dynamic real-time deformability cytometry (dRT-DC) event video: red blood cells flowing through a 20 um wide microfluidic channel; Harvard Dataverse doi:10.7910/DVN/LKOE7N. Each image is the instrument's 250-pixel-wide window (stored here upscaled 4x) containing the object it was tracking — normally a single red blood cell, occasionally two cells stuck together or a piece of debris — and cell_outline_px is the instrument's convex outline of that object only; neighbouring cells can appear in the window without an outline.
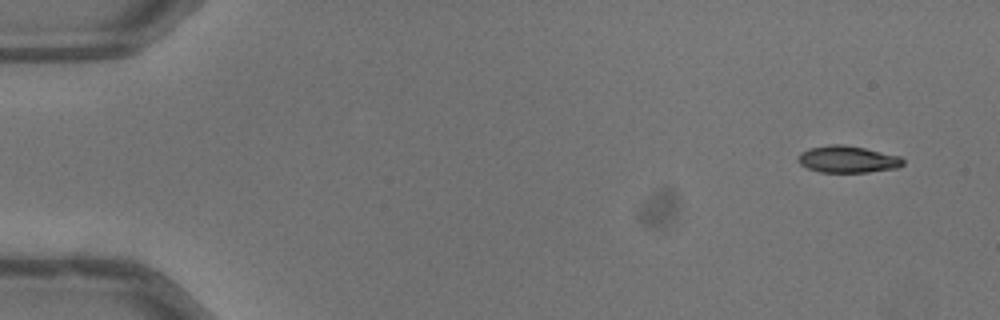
{"species": "common noctule bat (a hibernating species)", "species_latin": "Nyctalus noctula", "temperature_condition": "warm", "stored_images_in_passage": 49, "camera_frame_rate_fps": 3000, "um_per_image_px": 0.085, "animal": {"sex": "male", "body_mass_g": 13.3}, "frame": {"image": 1, "passage_image": 1, "time_ms": 0.0, "image_size_px": [1000, 320], "cell_outline_px": [[904, 164], [896, 168], [868, 172], [820, 172], [808, 168], [800, 164], [796, 160], [796, 156], [800, 152], [808, 148], [832, 144], [844, 144], [864, 148], [900, 156], [904, 160]], "centroid_in_image_um": [72.01, 13.53], "position_along_channel_um": 13.0, "area_um2": 16.53}}
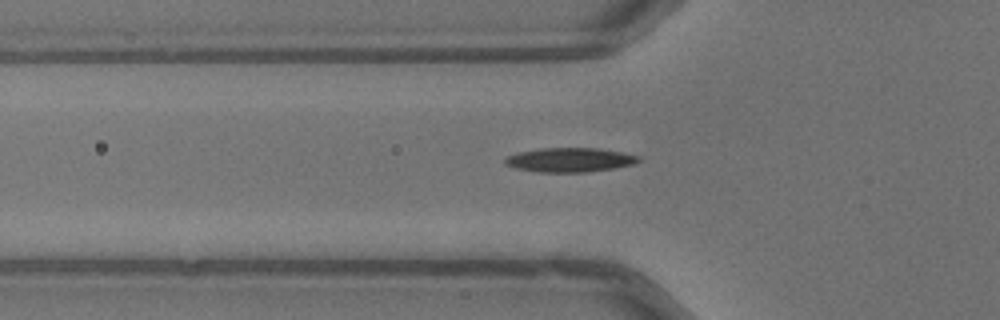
{"frame": {"image": 2, "passage_image": 16, "time_ms": 5.0, "image_size_px": [1000, 320], "cell_outline_px": [[640, 160], [632, 164], [612, 168], [588, 172], [536, 172], [516, 168], [504, 164], [504, 160], [508, 156], [520, 152], [540, 148], [596, 148], [620, 152], [640, 156]], "centroid_in_image_um": [48.4, 13.59], "position_along_channel_um": 77.4, "area_um2": 18.67}}
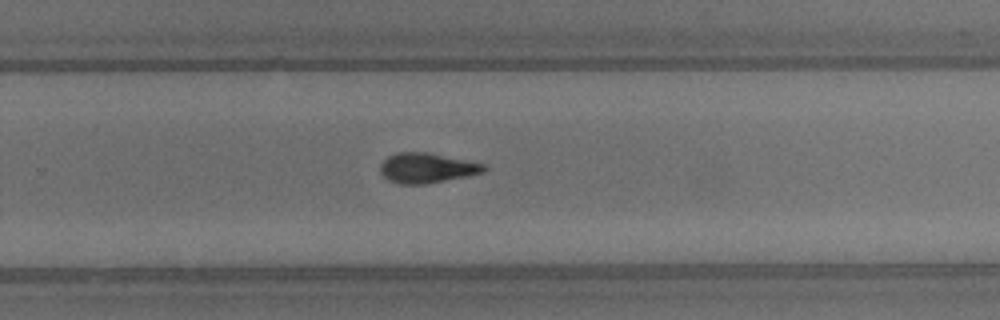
{"frame": {"image": 3, "passage_image": 32, "time_ms": 10.333, "image_size_px": [1000, 320], "cell_outline_px": [[488, 168], [484, 172], [424, 184], [400, 184], [388, 180], [380, 172], [380, 164], [388, 156], [396, 152], [428, 152], [484, 164]], "centroid_in_image_um": [36.24, 14.27], "position_along_channel_um": 293.6, "area_um2": 17.92}, "authors_computed_cell_mechanics": {"area_um2": 17.5712, "velocity_mm_per_s": 4.0415, "shape_relaxation_time_tau1_ms": 5.0097, "shape_relaxation_time_tau2_ms": 5.1737, "deformation_change_tau1": 0.1734, "deformation_change_tau2": 0.1413}}